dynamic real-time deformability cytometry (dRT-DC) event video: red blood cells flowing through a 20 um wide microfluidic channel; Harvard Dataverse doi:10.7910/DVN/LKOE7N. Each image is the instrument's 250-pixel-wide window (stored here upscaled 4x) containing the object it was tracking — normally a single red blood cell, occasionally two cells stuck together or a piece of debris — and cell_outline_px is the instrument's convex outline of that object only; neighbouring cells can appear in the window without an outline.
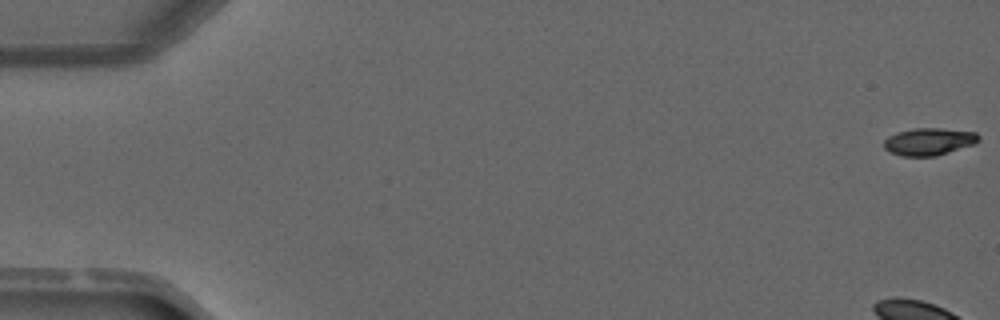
{"species": "common noctule bat (a hibernating species)", "species_latin": "Nyctalus noctula", "temperature_condition": "warm", "stored_images_in_passage": 4, "segment_of_instrument_passage": [2, 2], "camera_frame_rate_fps": 3000, "um_per_image_px": 0.085, "animal": {"sex": "male", "forearm_length_mm": 52.5}, "frame": {"image": 1, "passage_image": 4, "time_ms": 3.667, "image_size_px": [1000, 320], "cell_outline_px": [[980, 140], [976, 144], [936, 156], [900, 156], [884, 148], [884, 140], [888, 136], [896, 132], [912, 128], [940, 128], [976, 132], [980, 136]], "centroid_in_image_um": [78.98, 12.03], "position_along_channel_um": 6.0, "area_um2": 15.26}}